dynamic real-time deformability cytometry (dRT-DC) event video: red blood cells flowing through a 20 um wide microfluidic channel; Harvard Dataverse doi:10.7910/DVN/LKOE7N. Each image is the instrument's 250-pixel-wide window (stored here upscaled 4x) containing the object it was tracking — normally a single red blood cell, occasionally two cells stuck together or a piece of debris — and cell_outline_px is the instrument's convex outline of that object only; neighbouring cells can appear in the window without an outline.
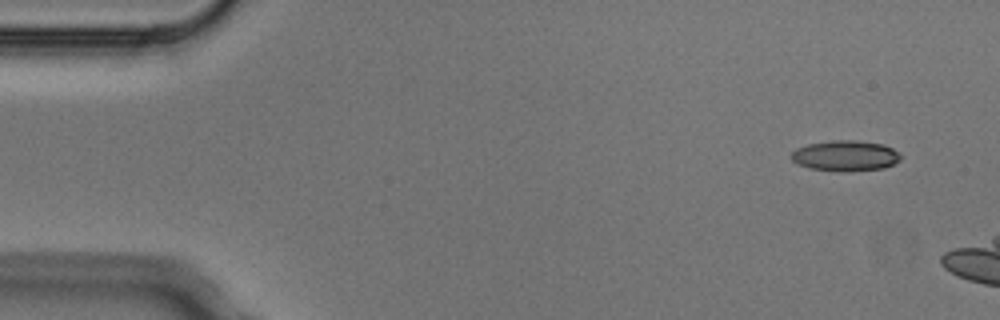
{"species": "Egyptian fruit bat (a non-hibernating species)", "species_latin": "Rousettus aegyptiacus", "temperature_condition": "cold", "stored_images_in_passage": 3, "camera_frame_rate_fps": 3000, "um_per_image_px": 0.085, "animal": {"sex": "male"}, "frame": {"image": 1, "passage_image": 1, "time_ms": 0.0, "image_size_px": [1000, 320], "cell_outline_px": [[900, 160], [884, 168], [848, 172], [840, 172], [812, 168], [800, 164], [792, 160], [792, 152], [796, 148], [808, 144], [836, 140], [856, 140], [884, 144], [892, 148], [900, 156]], "centroid_in_image_um": [71.87, 13.24], "position_along_channel_um": 13.1, "area_um2": 19.36}}